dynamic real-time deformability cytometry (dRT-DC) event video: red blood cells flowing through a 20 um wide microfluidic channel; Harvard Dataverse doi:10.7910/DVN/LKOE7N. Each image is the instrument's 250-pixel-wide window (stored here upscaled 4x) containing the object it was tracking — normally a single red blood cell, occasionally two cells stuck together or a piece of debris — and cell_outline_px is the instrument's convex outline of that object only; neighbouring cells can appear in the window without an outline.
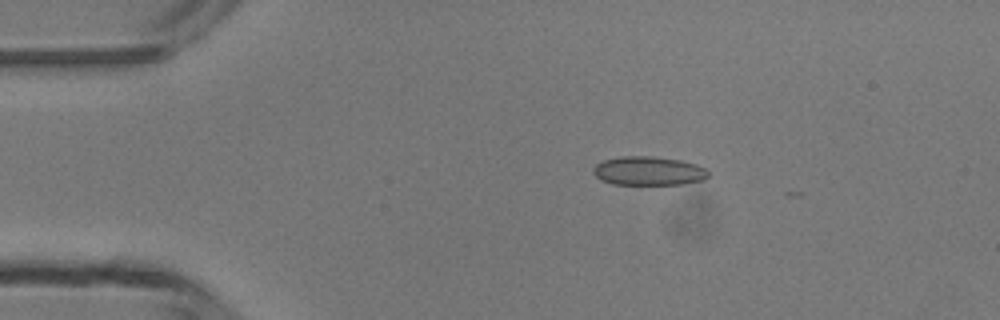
{"species": "common noctule bat (a hibernating species)", "species_latin": "Nyctalus noctula", "temperature_condition": "room temperature", "stored_images_in_passage": 5, "camera_frame_rate_fps": 3000, "um_per_image_px": 0.085, "animal": {"sex": "male", "body_mass_g": 13.3}, "frame": {"image": 1, "passage_image": 3, "time_ms": 2.333, "image_size_px": [1000, 320], "cell_outline_px": [[708, 176], [704, 180], [684, 184], [612, 184], [600, 180], [592, 172], [592, 168], [596, 164], [604, 160], [620, 156], [652, 156], [680, 160], [696, 164], [704, 168], [708, 172]], "centroid_in_image_um": [55.1, 14.53], "position_along_channel_um": 29.9, "area_um2": 19.42}}
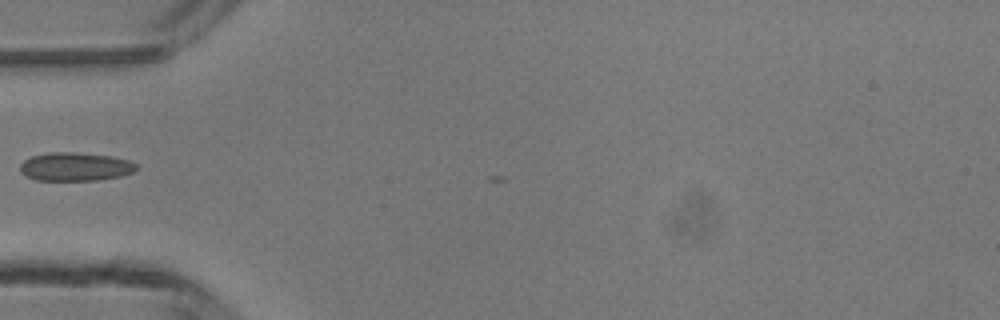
{"frame": {"image": 2, "passage_image": 5, "time_ms": 4.667, "image_size_px": [1000, 320], "cell_outline_px": [[136, 168], [132, 172], [120, 176], [96, 180], [36, 180], [20, 172], [20, 164], [24, 160], [32, 156], [48, 152], [72, 152], [112, 156], [128, 160], [136, 164]], "centroid_in_image_um": [6.37, 14.16], "position_along_channel_um": 78.6, "area_um2": 19.13}}